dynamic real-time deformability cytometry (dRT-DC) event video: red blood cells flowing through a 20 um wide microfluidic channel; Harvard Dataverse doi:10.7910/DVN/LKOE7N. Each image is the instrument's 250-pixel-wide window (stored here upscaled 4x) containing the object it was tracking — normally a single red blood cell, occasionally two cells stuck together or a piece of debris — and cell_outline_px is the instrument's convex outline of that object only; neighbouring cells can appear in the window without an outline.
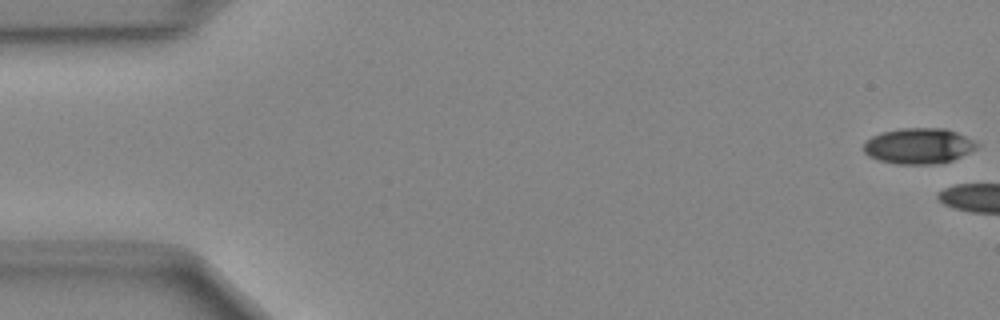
{"species": "Egyptian fruit bat (a non-hibernating species)", "species_latin": "Rousettus aegyptiacus", "temperature_condition": "cold", "stored_images_in_passage": 5, "camera_frame_rate_fps": 3000, "um_per_image_px": 0.085, "animal": {"sex": "female"}, "frame": {"image": 1, "passage_image": 1, "time_ms": 0.0, "image_size_px": [1000, 320], "cell_outline_px": [[980, 144], [976, 148], [952, 160], [932, 164], [896, 164], [880, 160], [868, 156], [864, 152], [864, 144], [872, 136], [880, 132], [900, 128], [944, 128], [956, 132], [976, 140]], "centroid_in_image_um": [78.08, 12.39], "position_along_channel_um": 6.9, "area_um2": 23.52}}